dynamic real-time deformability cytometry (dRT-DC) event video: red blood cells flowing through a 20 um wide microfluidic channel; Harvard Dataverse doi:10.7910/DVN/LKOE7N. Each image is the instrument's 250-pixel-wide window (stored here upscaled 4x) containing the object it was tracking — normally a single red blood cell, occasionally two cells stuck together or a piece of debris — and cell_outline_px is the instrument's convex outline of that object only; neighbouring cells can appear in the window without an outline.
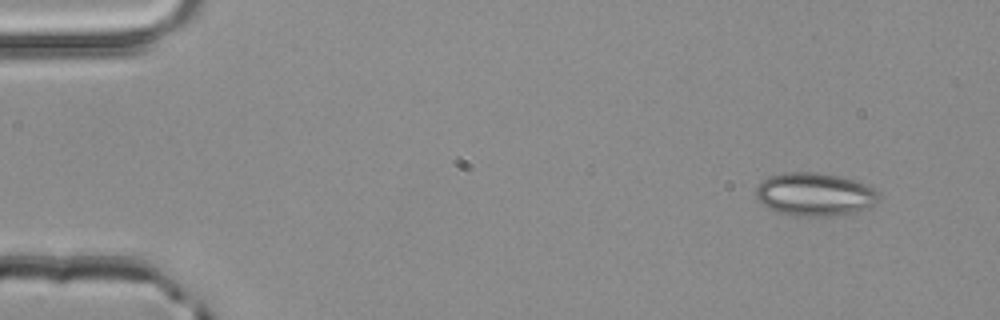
{"species": "common noctule bat (a hibernating species)", "species_latin": "Nyctalus noctula", "temperature_condition": "room temperature", "stored_images_in_passage": 3, "camera_frame_rate_fps": 3000, "um_per_image_px": 0.085, "animal": {"sex": "male", "body_mass_g": 20.4}, "frame": {"image": 1, "passage_image": 1, "time_ms": 0.0, "image_size_px": [1000, 320], "cell_outline_px": [[880, 200], [868, 208], [852, 212], [828, 216], [792, 216], [776, 212], [768, 208], [756, 200], [756, 188], [768, 176], [784, 172], [816, 172], [840, 176], [856, 180], [872, 188], [880, 196]], "centroid_in_image_um": [69.22, 16.52], "position_along_channel_um": 15.8, "area_um2": 31.04}}